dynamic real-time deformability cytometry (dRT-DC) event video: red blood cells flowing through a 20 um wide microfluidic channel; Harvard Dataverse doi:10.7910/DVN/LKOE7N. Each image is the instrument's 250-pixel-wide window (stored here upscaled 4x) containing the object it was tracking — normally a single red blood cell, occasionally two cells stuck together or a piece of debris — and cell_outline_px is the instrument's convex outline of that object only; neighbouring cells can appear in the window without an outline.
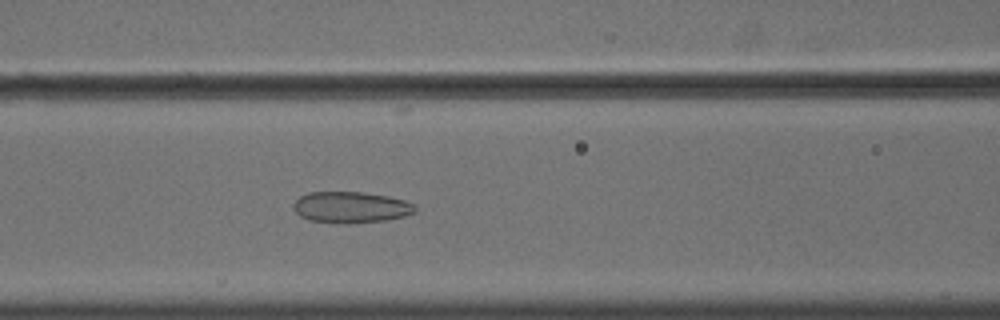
{"species": "common noctule bat (a hibernating species)", "species_latin": "Nyctalus noctula", "temperature_condition": "cold", "stored_images_in_passage": 48, "camera_frame_rate_fps": 3000, "um_per_image_px": 0.085, "animal": {"sex": "male", "body_mass_g": 18.8}, "frame": {"image": 1, "passage_image": 24, "time_ms": 7.667, "image_size_px": [1000, 320], "cell_outline_px": [[416, 212], [404, 216], [388, 220], [348, 224], [344, 224], [308, 220], [300, 216], [292, 208], [292, 204], [300, 196], [308, 192], [360, 192], [388, 196], [404, 200], [416, 204]], "centroid_in_image_um": [29.82, 17.63], "position_along_channel_um": 136.8, "area_um2": 22.43}}
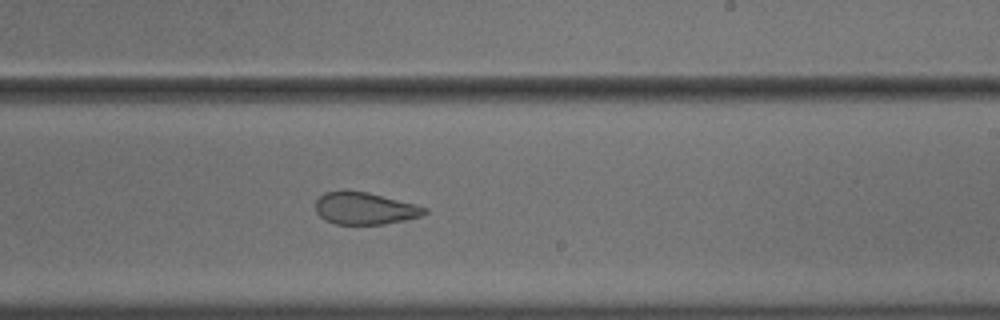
{"frame": {"image": 2, "passage_image": 34, "time_ms": 11.0, "image_size_px": [1000, 320], "cell_outline_px": [[428, 212], [424, 216], [384, 224], [336, 224], [324, 220], [316, 212], [316, 200], [324, 192], [340, 188], [344, 188], [368, 192], [416, 204], [428, 208]], "centroid_in_image_um": [30.99, 17.68], "position_along_channel_um": 258.0, "area_um2": 20.98}}
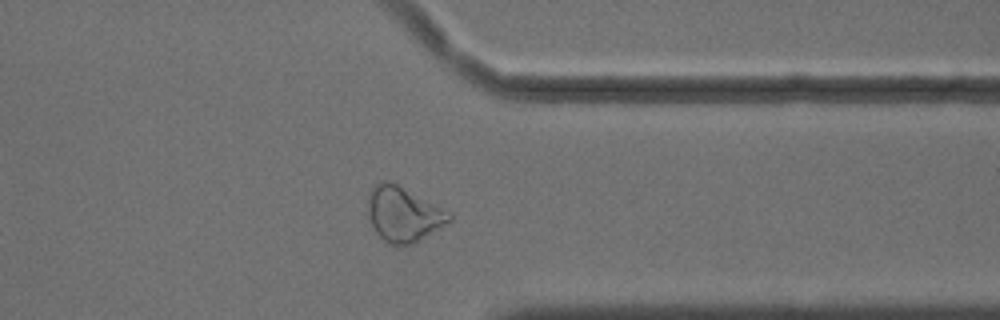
{"frame": {"image": 3, "passage_image": 44, "time_ms": 14.333, "image_size_px": [1000, 320], "cell_outline_px": [[452, 220], [420, 240], [412, 244], [388, 244], [376, 232], [368, 216], [368, 196], [372, 188], [380, 180], [388, 180], [452, 212]], "centroid_in_image_um": [34.3, 18.2], "position_along_channel_um": 377.1, "area_um2": 25.84}, "authors_computed_cell_mechanics": {"area_um2": 23.698, "velocity_mm_per_s": 3.6457, "shape_relaxation_time_tau1_ms": null, "shape_relaxation_time_tau2_ms": 1.7674, "deformation_change_tau1": null, "deformation_change_tau2": 0.088}}